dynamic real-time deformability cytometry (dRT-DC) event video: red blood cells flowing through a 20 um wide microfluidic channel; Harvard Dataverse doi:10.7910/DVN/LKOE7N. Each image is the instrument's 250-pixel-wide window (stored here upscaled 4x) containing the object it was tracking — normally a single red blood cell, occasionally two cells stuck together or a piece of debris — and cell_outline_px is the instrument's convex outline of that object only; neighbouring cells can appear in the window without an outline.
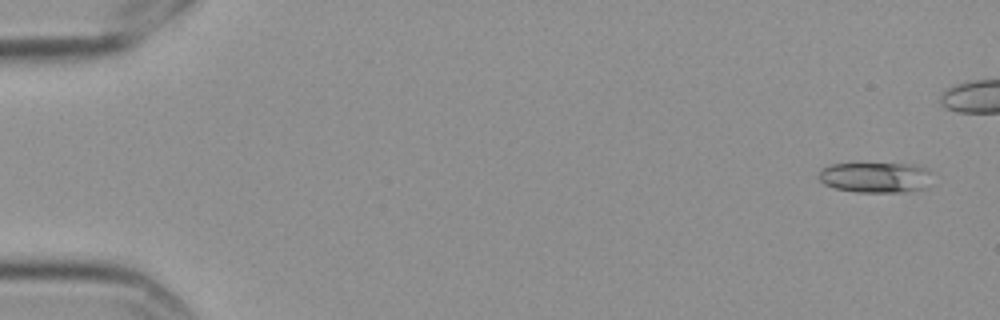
{"species": "Egyptian fruit bat (a non-hibernating species)", "species_latin": "Rousettus aegyptiacus", "temperature_condition": "cold", "stored_images_in_passage": 16, "camera_frame_rate_fps": 3000, "um_per_image_px": 0.085, "frame": {"image": 1, "passage_image": 1, "time_ms": 0.0, "image_size_px": [1000, 320], "cell_outline_px": [[928, 172], [924, 188], [904, 192], [856, 192], [836, 188], [824, 184], [820, 180], [820, 168], [832, 164], [916, 164], [924, 168]], "centroid_in_image_um": [74.34, 15.08], "position_along_channel_um": 10.7, "area_um2": 19.65}}
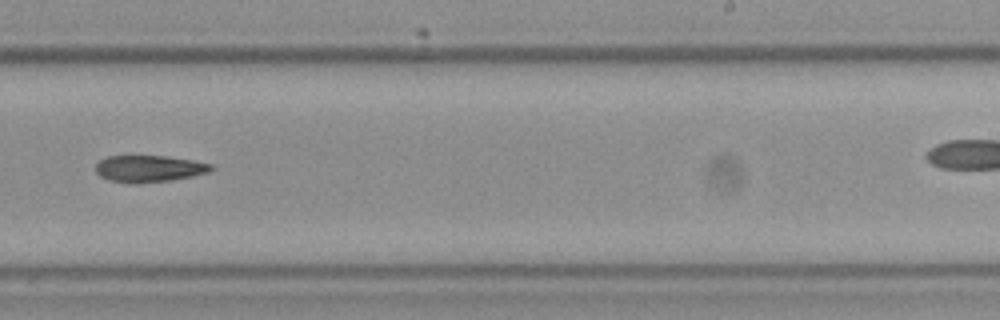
{"frame": {"image": 2, "passage_image": 10, "time_ms": 3.0, "image_size_px": [1000, 320], "cell_outline_px": [[216, 168], [208, 172], [192, 176], [168, 180], [136, 184], [108, 180], [100, 176], [96, 172], [96, 164], [100, 160], [108, 156], [164, 156], [192, 160], [212, 164]], "centroid_in_image_um": [12.66, 14.34], "position_along_channel_um": 276.3, "area_um2": 17.92}}
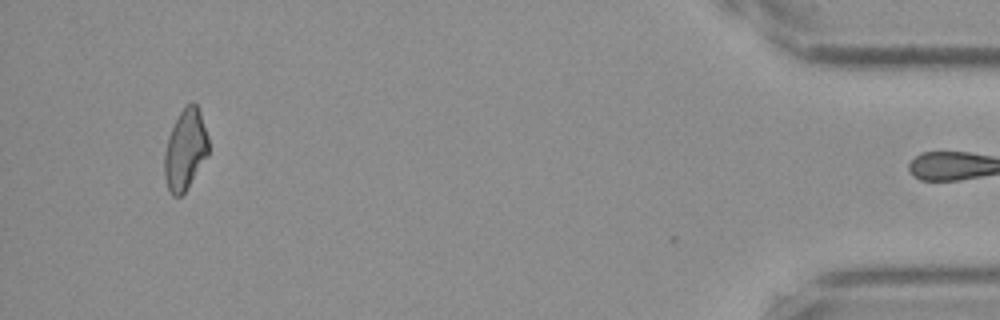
{"frame": {"image": 3, "passage_image": 16, "time_ms": 5.0, "image_size_px": [1000, 320], "cell_outline_px": [[208, 156], [184, 192], [180, 196], [172, 196], [168, 188], [164, 176], [164, 152], [172, 128], [180, 112], [192, 100], [196, 104], [200, 112], [208, 136]], "centroid_in_image_um": [15.75, 12.72], "position_along_channel_um": 419.4, "area_um2": 20.46}}